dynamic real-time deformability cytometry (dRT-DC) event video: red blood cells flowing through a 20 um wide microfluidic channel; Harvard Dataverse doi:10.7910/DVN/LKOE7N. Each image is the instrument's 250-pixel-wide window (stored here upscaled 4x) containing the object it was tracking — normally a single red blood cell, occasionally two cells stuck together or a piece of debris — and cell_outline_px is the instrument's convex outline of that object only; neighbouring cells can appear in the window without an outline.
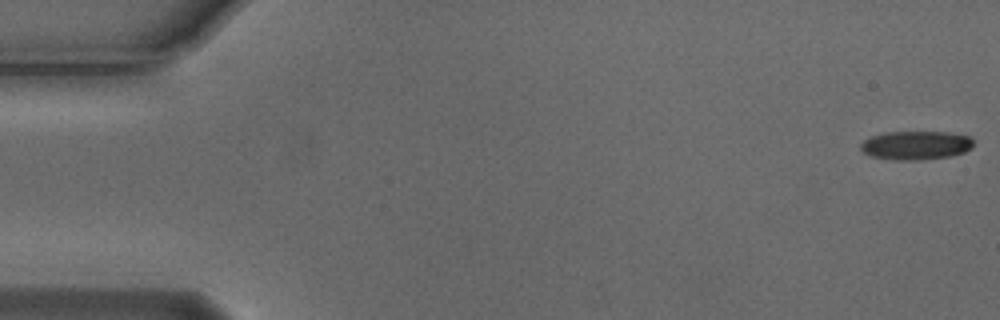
{"species": "Egyptian fruit bat (a non-hibernating species)", "species_latin": "Rousettus aegyptiacus", "temperature_condition": "cold", "stored_images_in_passage": 6, "camera_frame_rate_fps": 3000, "um_per_image_px": 0.085, "animal": {"sex": "male"}, "frame": {"image": 1, "passage_image": 1, "time_ms": 0.0, "image_size_px": [1000, 320], "cell_outline_px": [[972, 148], [964, 152], [948, 156], [920, 160], [896, 160], [872, 156], [864, 152], [860, 148], [860, 144], [864, 140], [872, 136], [884, 132], [948, 132], [972, 136]], "centroid_in_image_um": [77.86, 12.34], "position_along_channel_um": 7.1, "area_um2": 18.84}}
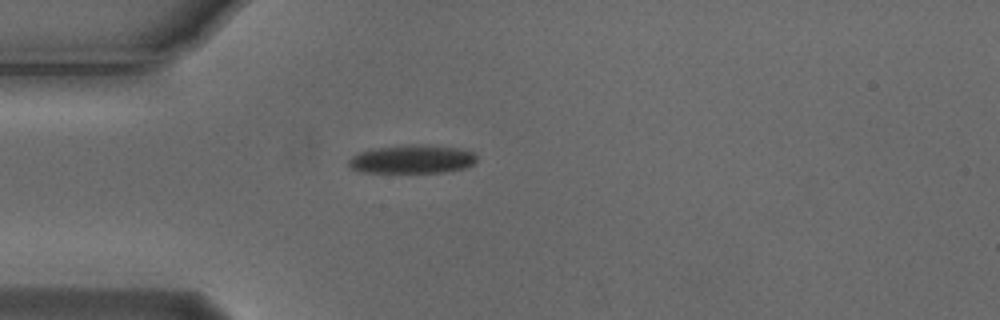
{"frame": {"image": 2, "passage_image": 5, "time_ms": 1.333, "image_size_px": [1000, 320], "cell_outline_px": [[476, 160], [468, 168], [444, 172], [360, 172], [352, 168], [348, 164], [348, 160], [352, 156], [360, 152], [372, 148], [408, 144], [428, 144], [464, 148], [476, 152]], "centroid_in_image_um": [35.09, 13.51], "position_along_channel_um": 49.9, "area_um2": 21.73}}